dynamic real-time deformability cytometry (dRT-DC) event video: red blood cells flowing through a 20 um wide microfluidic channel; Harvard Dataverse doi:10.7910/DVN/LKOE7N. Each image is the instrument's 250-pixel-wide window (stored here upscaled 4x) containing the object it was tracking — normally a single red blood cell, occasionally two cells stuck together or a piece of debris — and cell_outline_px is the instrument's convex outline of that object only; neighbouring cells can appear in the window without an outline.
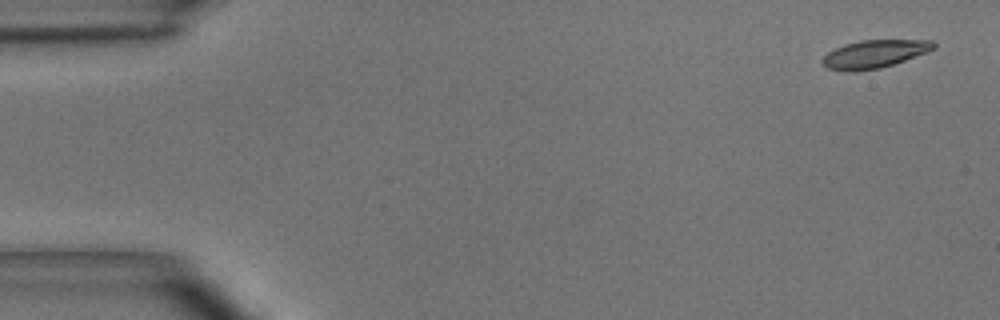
{"species": "common noctule bat (a hibernating species)", "species_latin": "Nyctalus noctula", "temperature_condition": "room temperature", "stored_images_in_passage": 4, "camera_frame_rate_fps": 3000, "um_per_image_px": 0.085, "animal": {"sex": "male", "body_mass_g": 15.6}, "frame": {"image": 1, "passage_image": 1, "time_ms": 0.0, "image_size_px": [1000, 320], "cell_outline_px": [[936, 48], [928, 52], [880, 68], [852, 72], [848, 72], [828, 68], [820, 60], [828, 52], [844, 44], [860, 40], [932, 40], [936, 44]], "centroid_in_image_um": [74.33, 4.58], "position_along_channel_um": 10.7, "area_um2": 18.09}}
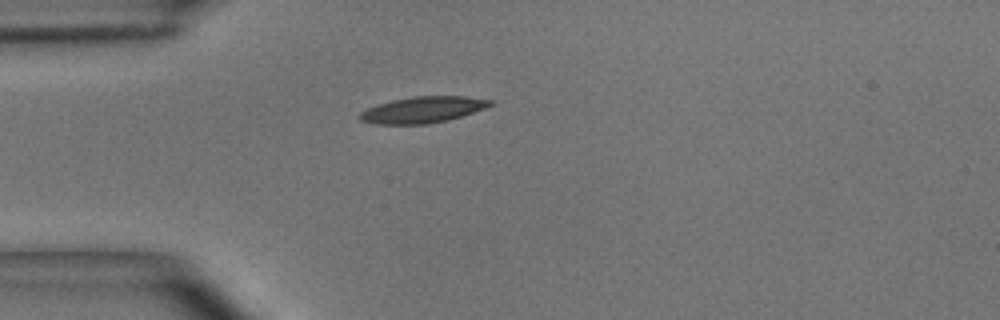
{"frame": {"image": 2, "passage_image": 4, "time_ms": 1.0, "image_size_px": [1000, 320], "cell_outline_px": [[492, 104], [484, 108], [448, 120], [428, 124], [380, 124], [360, 120], [360, 112], [368, 108], [392, 100], [412, 96], [464, 96], [492, 100]], "centroid_in_image_um": [35.93, 9.32], "position_along_channel_um": 49.1, "area_um2": 19.59}}